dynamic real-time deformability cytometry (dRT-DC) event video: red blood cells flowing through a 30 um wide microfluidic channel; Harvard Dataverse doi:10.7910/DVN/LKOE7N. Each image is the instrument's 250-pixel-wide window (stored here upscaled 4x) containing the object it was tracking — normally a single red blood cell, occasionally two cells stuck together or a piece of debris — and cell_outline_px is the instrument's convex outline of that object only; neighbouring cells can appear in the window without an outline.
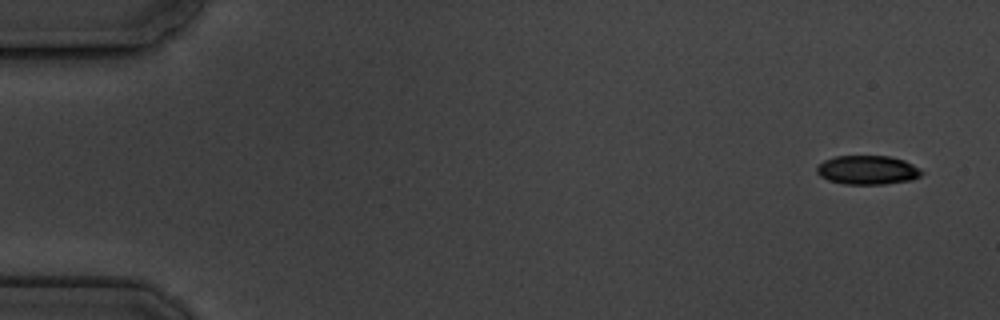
{"species": "common noctule bat (a hibernating species)", "species_latin": "Nyctalus noctula", "temperature_condition": "cold", "stored_images_in_passage": 4, "camera_frame_rate_fps": 3000, "um_per_image_px": 0.085, "animal": {"sex": "male", "body_mass_g": 19.5, "forearm_length_mm": 54.6}, "frame": {"image": 1, "passage_image": 1, "time_ms": 0.0, "image_size_px": [1000, 320], "cell_outline_px": [[924, 172], [920, 176], [912, 180], [884, 184], [844, 184], [828, 180], [820, 176], [816, 172], [816, 168], [824, 160], [836, 156], [888, 156], [904, 160], [912, 164]], "centroid_in_image_um": [73.74, 14.45], "position_along_channel_um": 11.3, "area_um2": 17.69}}